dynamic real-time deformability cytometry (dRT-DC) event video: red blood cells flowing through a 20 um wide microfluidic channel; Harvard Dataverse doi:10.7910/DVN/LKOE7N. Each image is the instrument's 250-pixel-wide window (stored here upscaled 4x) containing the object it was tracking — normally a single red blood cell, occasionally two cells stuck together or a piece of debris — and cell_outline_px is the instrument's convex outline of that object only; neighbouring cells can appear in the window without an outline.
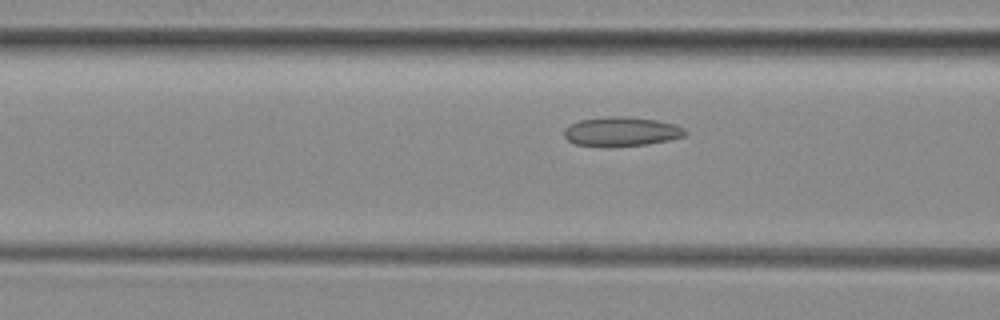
{"species": "common noctule bat (a hibernating species)", "species_latin": "Nyctalus noctula", "temperature_condition": "room temperature", "stored_images_in_passage": 12, "camera_frame_rate_fps": 3000, "um_per_image_px": 0.085, "animal": {"sex": "female", "body_mass_g": 29.2, "forearm_length_mm": 56.3}, "frame": {"image": 1, "passage_image": 9, "time_ms": 2.667, "image_size_px": [1000, 320], "cell_outline_px": [[688, 132], [684, 136], [668, 140], [648, 144], [608, 148], [576, 144], [568, 140], [564, 136], [564, 128], [580, 120], [608, 116], [628, 116], [656, 120], [676, 124], [684, 128]], "centroid_in_image_um": [52.82, 11.19], "position_along_channel_um": 113.8, "area_um2": 20.98}}